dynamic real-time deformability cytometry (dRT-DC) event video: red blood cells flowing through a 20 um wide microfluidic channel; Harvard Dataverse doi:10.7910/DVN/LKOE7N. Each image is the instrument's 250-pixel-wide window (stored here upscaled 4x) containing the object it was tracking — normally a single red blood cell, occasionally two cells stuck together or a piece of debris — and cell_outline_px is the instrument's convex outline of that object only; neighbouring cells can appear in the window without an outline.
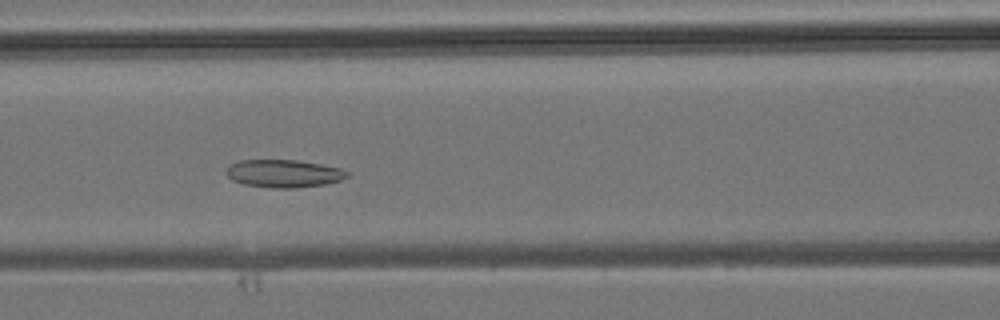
{"species": "common noctule bat (a hibernating species)", "species_latin": "Nyctalus noctula", "temperature_condition": "room temperature", "stored_images_in_passage": 32, "camera_frame_rate_fps": 3000, "um_per_image_px": 0.085, "animal": {"sex": "male", "body_mass_g": 19.2, "forearm_length_mm": 51.8}, "frame": {"image": 1, "passage_image": 6, "time_ms": 1.667, "image_size_px": [1000, 320], "cell_outline_px": [[352, 176], [340, 180], [324, 184], [292, 188], [268, 188], [244, 184], [232, 180], [224, 172], [232, 164], [240, 160], [296, 160], [320, 164], [340, 168], [352, 172]], "centroid_in_image_um": [24.16, 14.75], "position_along_channel_um": 142.4, "area_um2": 19.65}}
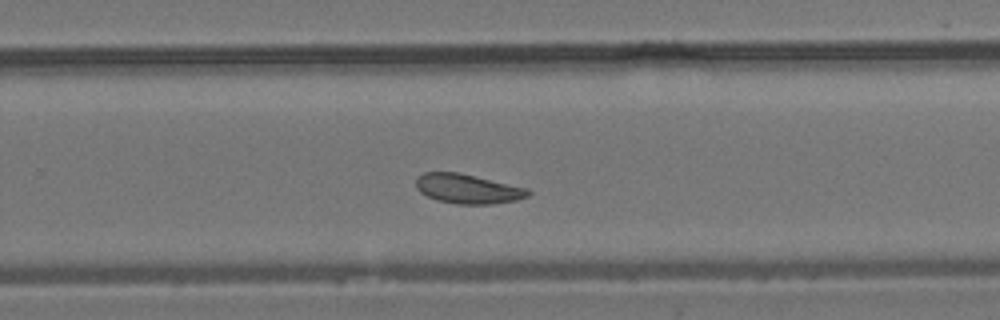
{"frame": {"image": 2, "passage_image": 16, "time_ms": 5.0, "image_size_px": [1000, 320], "cell_outline_px": [[532, 192], [528, 196], [516, 200], [492, 204], [456, 204], [436, 200], [420, 192], [416, 188], [416, 176], [424, 172], [460, 172], [528, 188]], "centroid_in_image_um": [39.75, 16.04], "position_along_channel_um": 290.0, "area_um2": 19.48}}
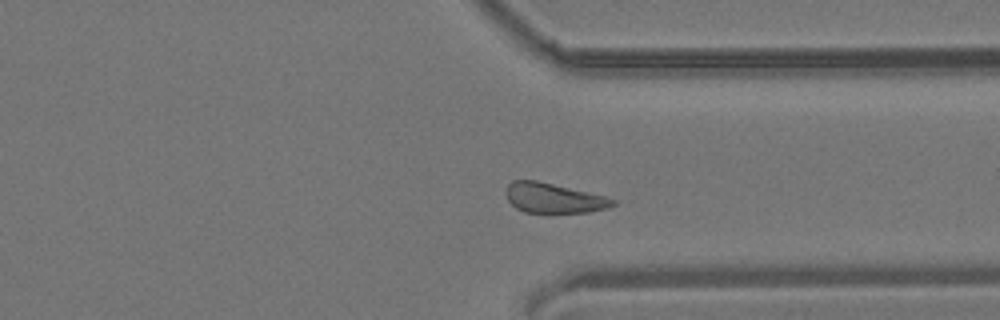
{"frame": {"image": 3, "passage_image": 21, "time_ms": 6.667, "image_size_px": [1000, 320], "cell_outline_px": [[616, 204], [608, 208], [588, 212], [548, 216], [524, 212], [516, 208], [508, 200], [504, 192], [508, 184], [512, 180], [536, 180], [608, 196], [616, 200]], "centroid_in_image_um": [47.07, 16.88], "position_along_channel_um": 364.3, "area_um2": 19.65}}